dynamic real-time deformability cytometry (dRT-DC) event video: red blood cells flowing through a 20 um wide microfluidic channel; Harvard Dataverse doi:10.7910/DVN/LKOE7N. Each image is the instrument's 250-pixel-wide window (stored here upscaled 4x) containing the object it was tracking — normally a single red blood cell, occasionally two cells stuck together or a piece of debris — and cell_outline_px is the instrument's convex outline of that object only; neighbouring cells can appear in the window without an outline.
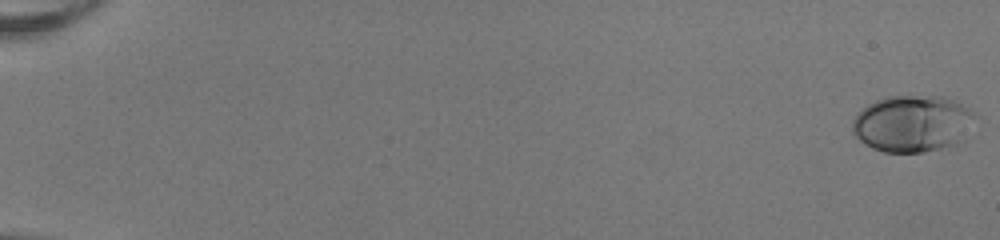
{"species": "human", "species_latin": "Homo sapiens", "temperature_condition": "room temperature", "stored_images_in_passage": 53, "camera_frame_rate_fps": 3000, "um_per_image_px": 0.085, "donor": {"sex": "female"}, "frame": {"image": 1, "passage_image": 1, "time_ms": 0.0, "image_size_px": [1000, 240], "cell_outline_px": [[976, 116], [952, 144], [940, 148], [924, 152], [884, 152], [872, 148], [864, 144], [852, 132], [852, 120], [868, 104], [876, 100], [888, 96], [944, 96], [968, 108]], "centroid_in_image_um": [77.45, 10.49], "position_along_channel_um": 7.5, "area_um2": 39.54}}
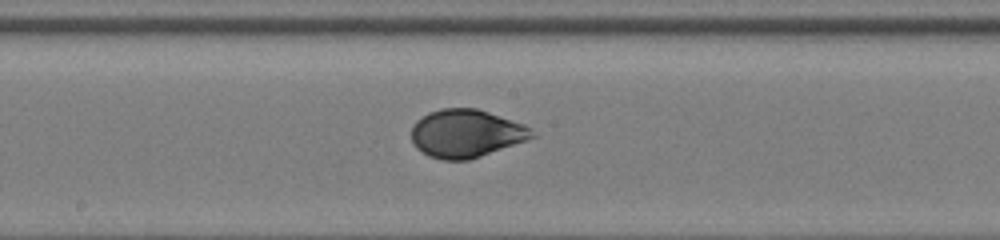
{"frame": {"image": 2, "passage_image": 31, "time_ms": 10.0, "image_size_px": [1000, 240], "cell_outline_px": [[536, 136], [480, 156], [468, 160], [444, 160], [428, 156], [416, 148], [412, 144], [412, 124], [416, 120], [428, 112], [440, 108], [476, 108], [524, 124], [532, 128]], "centroid_in_image_um": [39.57, 11.33], "position_along_channel_um": 208.6, "area_um2": 33.64}}
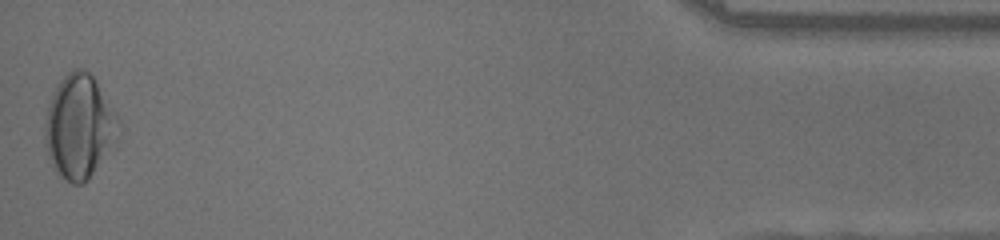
{"frame": {"image": 3, "passage_image": 53, "time_ms": 17.333, "image_size_px": [1000, 240], "cell_outline_px": [[120, 124], [116, 144], [88, 180], [84, 184], [72, 184], [56, 168], [44, 144], [44, 124], [48, 104], [56, 88], [64, 76], [72, 68], [84, 68], [92, 76], [120, 120]], "centroid_in_image_um": [6.76, 10.76], "position_along_channel_um": 428.4, "area_um2": 44.1}, "authors_computed_cell_mechanics": {"area_um2": 34.5644, "velocity_mm_per_s": 4.021, "shape_relaxation_time_tau1_ms": 3.9993, "shape_relaxation_time_tau2_ms": null, "deformation_change_tau1": 0.1656, "deformation_change_tau2": null}}